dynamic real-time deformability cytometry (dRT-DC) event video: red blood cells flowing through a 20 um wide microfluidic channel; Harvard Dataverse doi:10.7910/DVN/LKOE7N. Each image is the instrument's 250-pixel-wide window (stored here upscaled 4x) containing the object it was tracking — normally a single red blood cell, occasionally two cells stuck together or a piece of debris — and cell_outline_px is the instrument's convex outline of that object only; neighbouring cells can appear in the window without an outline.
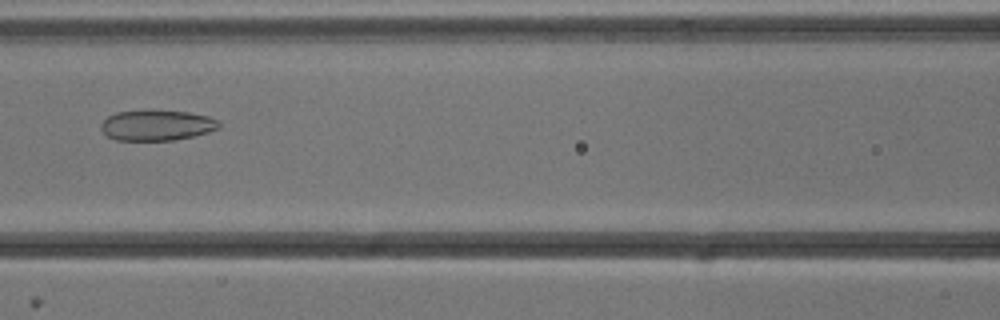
{"species": "common noctule bat (a hibernating species)", "species_latin": "Nyctalus noctula", "temperature_condition": "cold", "stored_images_in_passage": 54, "camera_frame_rate_fps": 3000, "um_per_image_px": 0.085, "animal": {"sex": "male", "body_mass_g": 13.3}, "frame": {"image": 1, "passage_image": 24, "time_ms": 7.667, "image_size_px": [1000, 320], "cell_outline_px": [[220, 128], [208, 132], [176, 140], [116, 140], [108, 136], [100, 128], [100, 124], [108, 116], [116, 112], [188, 112], [208, 116], [220, 120]], "centroid_in_image_um": [13.36, 10.67], "position_along_channel_um": 153.2, "area_um2": 20.52}}
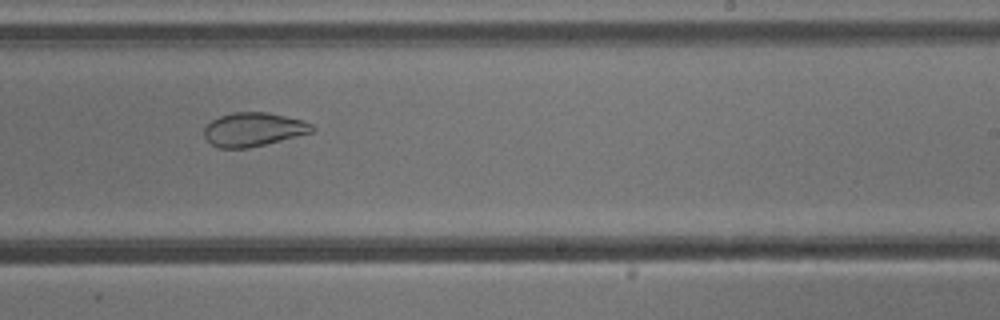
{"frame": {"image": 2, "passage_image": 33, "time_ms": 10.667, "image_size_px": [1000, 320], "cell_outline_px": [[316, 128], [312, 132], [248, 148], [220, 148], [212, 144], [204, 136], [204, 128], [212, 120], [220, 116], [232, 112], [264, 112], [304, 120], [312, 124]], "centroid_in_image_um": [21.54, 10.99], "position_along_channel_um": 267.5, "area_um2": 20.98}}
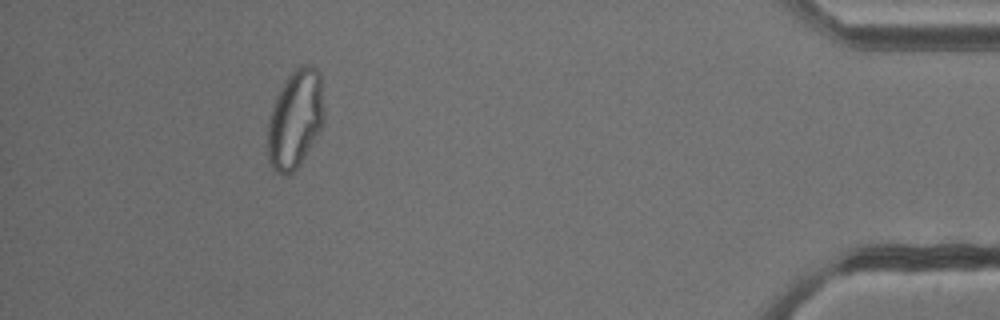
{"frame": {"image": 3, "passage_image": 49, "time_ms": 16.0, "image_size_px": [1000, 320], "cell_outline_px": [[324, 120], [320, 128], [300, 164], [288, 176], [280, 176], [272, 168], [268, 160], [268, 124], [272, 108], [276, 96], [284, 80], [300, 64], [308, 64], [316, 68], [320, 72], [324, 112]], "centroid_in_image_um": [25.08, 10.12], "position_along_channel_um": 410.1, "area_um2": 32.37}, "authors_computed_cell_mechanics": {"area_um2": 29.9693, "velocity_mm_per_s": 3.8266, "shape_relaxation_time_tau1_ms": null, "shape_relaxation_time_tau2_ms": 1.9636, "deformation_change_tau1": null, "deformation_change_tau2": 0.0678}}